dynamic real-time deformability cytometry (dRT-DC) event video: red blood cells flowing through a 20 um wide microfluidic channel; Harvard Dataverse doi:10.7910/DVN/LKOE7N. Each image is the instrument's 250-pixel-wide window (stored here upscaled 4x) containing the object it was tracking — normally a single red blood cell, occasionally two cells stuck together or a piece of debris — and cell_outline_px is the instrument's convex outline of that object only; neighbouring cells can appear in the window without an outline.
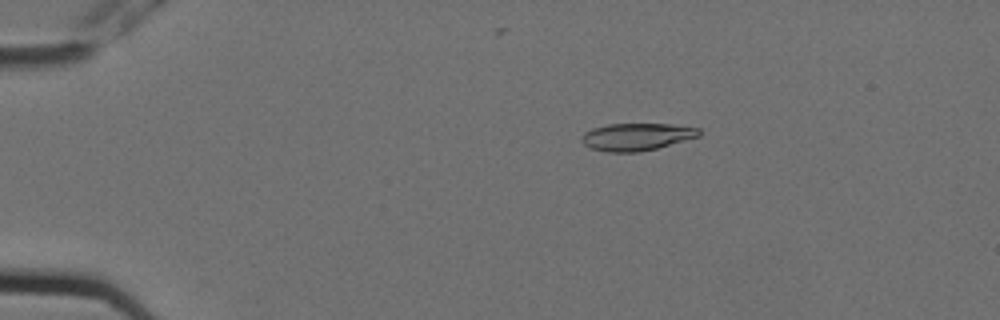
{"species": "Egyptian fruit bat (a non-hibernating species)", "species_latin": "Rousettus aegyptiacus", "temperature_condition": "cold", "stored_images_in_passage": 7, "camera_frame_rate_fps": 3000, "um_per_image_px": 0.085, "animal": {"sex": "female"}, "frame": {"image": 1, "passage_image": 4, "time_ms": 1.0, "image_size_px": [1000, 320], "cell_outline_px": [[700, 136], [656, 148], [640, 152], [604, 152], [592, 148], [584, 144], [580, 140], [580, 136], [584, 132], [592, 128], [608, 124], [672, 124], [700, 128]], "centroid_in_image_um": [54.08, 11.62], "position_along_channel_um": 30.9, "area_um2": 18.79}}